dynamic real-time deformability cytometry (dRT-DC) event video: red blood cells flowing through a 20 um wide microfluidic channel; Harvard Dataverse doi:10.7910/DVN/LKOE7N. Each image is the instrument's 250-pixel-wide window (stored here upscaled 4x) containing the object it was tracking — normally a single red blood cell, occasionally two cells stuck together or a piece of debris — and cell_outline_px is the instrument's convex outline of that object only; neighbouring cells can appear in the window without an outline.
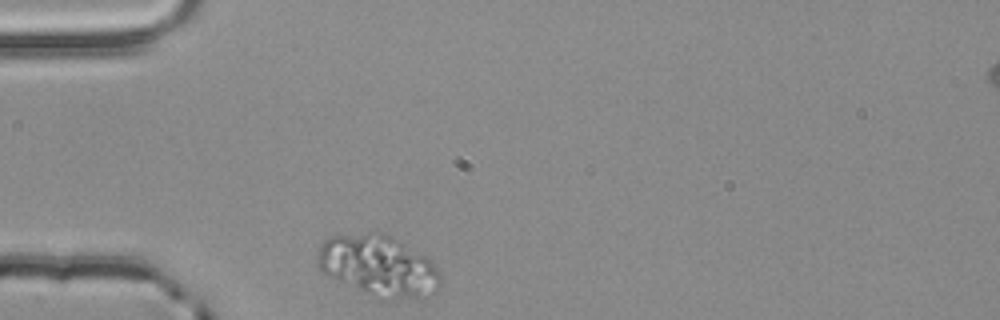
{"species": "common noctule bat (a hibernating species)", "species_latin": "Nyctalus noctula", "temperature_condition": "room temperature", "stored_images_in_passage": 33, "camera_frame_rate_fps": 3000, "um_per_image_px": 0.085, "animal": {"sex": "male", "body_mass_g": 20.4}, "frame": {"image": 1, "passage_image": 1, "time_ms": 0.0, "image_size_px": [1000, 320], "cell_outline_px": [[440, 288], [428, 296], [392, 296], [360, 288], [328, 276], [320, 268], [316, 260], [320, 244], [324, 240], [332, 236], [368, 232], [380, 232], [428, 256], [440, 268]], "centroid_in_image_um": [32.2, 22.5], "position_along_channel_um": 52.8, "area_um2": 42.02}}
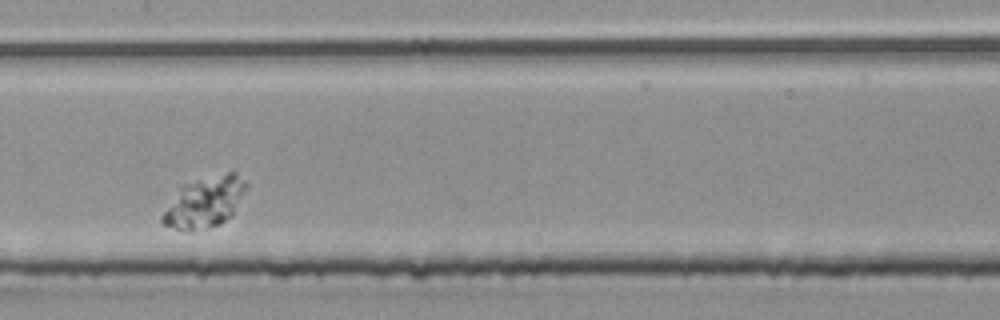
{"frame": {"image": 2, "passage_image": 14, "time_ms": 4.333, "image_size_px": [1000, 320], "cell_outline_px": [[248, 188], [232, 216], [220, 224], [192, 232], [188, 232], [164, 224], [160, 220], [160, 216], [180, 184], [232, 168], [248, 184]], "centroid_in_image_um": [17.42, 17.13], "position_along_channel_um": 190.0, "area_um2": 25.84}}
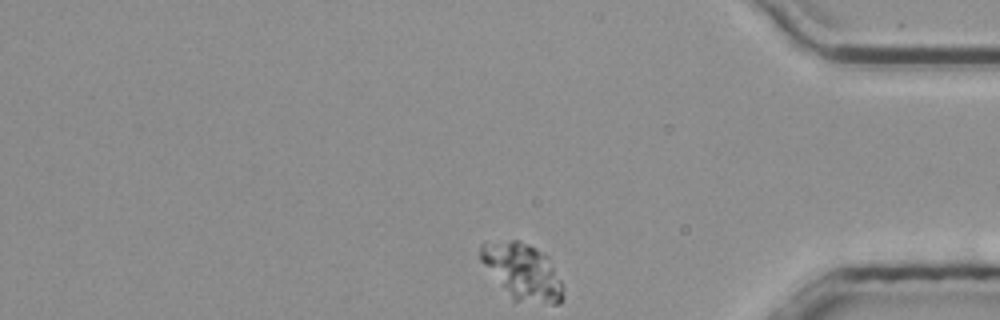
{"frame": {"image": 3, "passage_image": 33, "time_ms": 10.667, "image_size_px": [1000, 320], "cell_outline_px": [[564, 300], [560, 304], [552, 304], [512, 300], [480, 260], [480, 244], [512, 240], [520, 240], [536, 248], [548, 256], [560, 280], [564, 296]], "centroid_in_image_um": [44.43, 23.09], "position_along_channel_um": 390.8, "area_um2": 26.88}}